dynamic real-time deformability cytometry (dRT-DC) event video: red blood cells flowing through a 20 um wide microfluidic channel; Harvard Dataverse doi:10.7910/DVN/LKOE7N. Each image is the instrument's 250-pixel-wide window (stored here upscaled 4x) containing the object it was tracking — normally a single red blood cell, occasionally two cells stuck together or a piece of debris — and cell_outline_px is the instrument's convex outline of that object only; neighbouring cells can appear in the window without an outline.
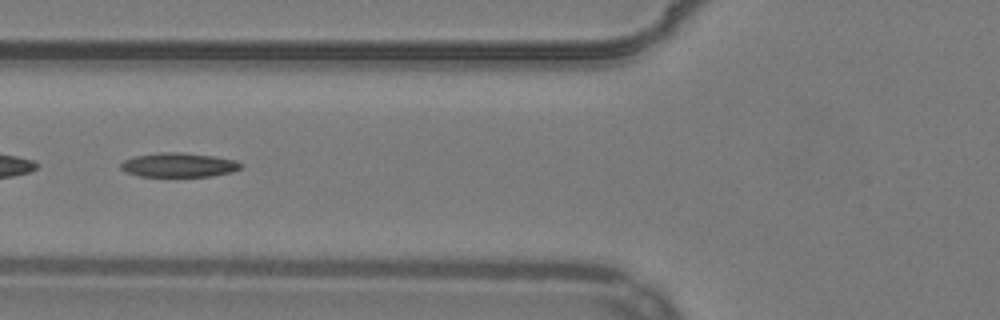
{"species": "common noctule bat (a hibernating species)", "species_latin": "Nyctalus noctula", "temperature_condition": "warm", "stored_images_in_passage": 36, "segment_of_instrument_passage": [2, 2], "camera_frame_rate_fps": 3000, "um_per_image_px": 0.085, "animal": {"sex": "male", "body_mass_g": 19.2, "forearm_length_mm": 51.8}, "frame": {"image": 1, "passage_image": 16, "time_ms": 5.0, "image_size_px": [1000, 320], "cell_outline_px": [[244, 164], [240, 168], [232, 172], [212, 176], [140, 176], [128, 172], [120, 168], [120, 164], [124, 160], [136, 156], [160, 152], [180, 152], [212, 156], [236, 160]], "centroid_in_image_um": [15.22, 14.02], "position_along_channel_um": 110.6, "area_um2": 16.82}}
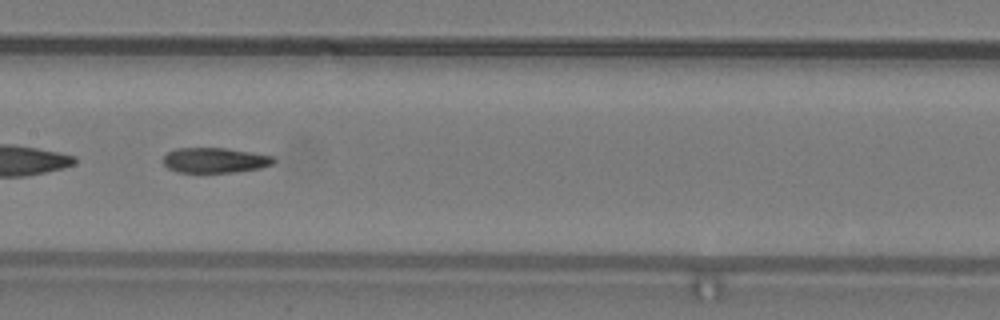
{"frame": {"image": 2, "passage_image": 22, "time_ms": 7.0, "image_size_px": [1000, 320], "cell_outline_px": [[276, 160], [272, 164], [260, 168], [236, 172], [176, 172], [168, 168], [164, 164], [164, 156], [168, 152], [176, 148], [228, 148], [252, 152], [272, 156]], "centroid_in_image_um": [18.27, 13.62], "position_along_channel_um": 189.1, "area_um2": 16.18}}
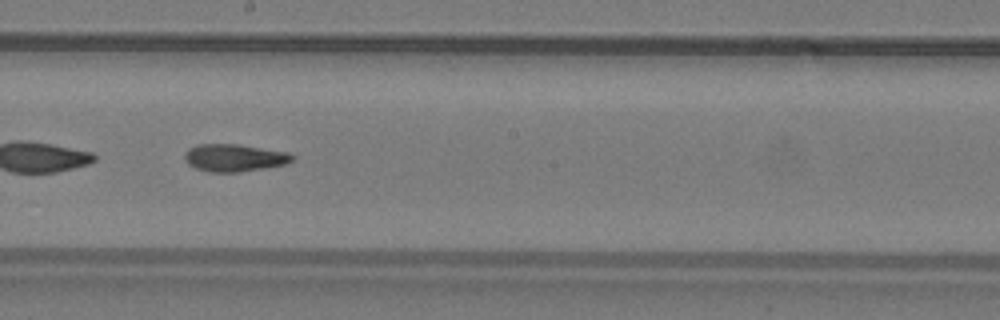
{"frame": {"image": 3, "passage_image": 25, "time_ms": 8.0, "image_size_px": [1000, 320], "cell_outline_px": [[296, 156], [292, 160], [284, 164], [264, 168], [240, 172], [208, 172], [196, 168], [188, 164], [184, 156], [184, 152], [188, 148], [196, 144], [236, 144], [288, 152]], "centroid_in_image_um": [19.88, 13.41], "position_along_channel_um": 228.3, "area_um2": 17.22}}